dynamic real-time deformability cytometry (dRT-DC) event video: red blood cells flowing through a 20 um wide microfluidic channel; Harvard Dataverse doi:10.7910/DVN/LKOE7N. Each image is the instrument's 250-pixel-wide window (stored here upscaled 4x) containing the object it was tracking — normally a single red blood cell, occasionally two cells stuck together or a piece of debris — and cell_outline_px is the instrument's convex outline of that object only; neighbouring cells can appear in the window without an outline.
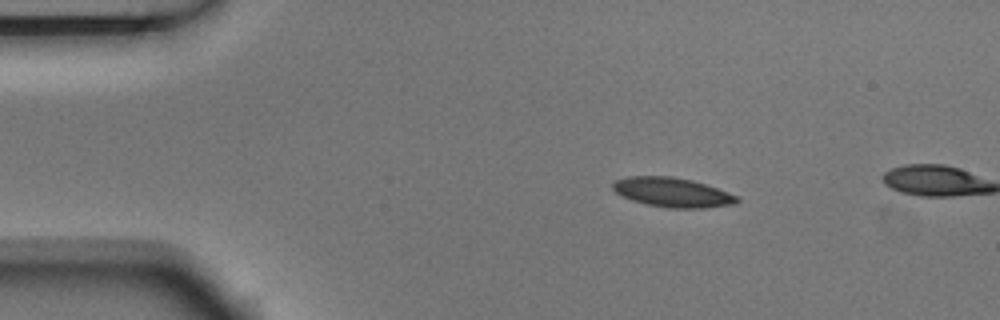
{"species": "Egyptian fruit bat (a non-hibernating species)", "species_latin": "Rousettus aegyptiacus", "temperature_condition": "room temperature", "stored_images_in_passage": 4, "camera_frame_rate_fps": 3000, "um_per_image_px": 0.085, "animal": {"sex": "male"}, "frame": {"image": 1, "passage_image": 2, "time_ms": 0.333, "image_size_px": [1000, 320], "cell_outline_px": [[740, 200], [736, 204], [704, 208], [668, 208], [648, 204], [632, 200], [616, 192], [612, 188], [612, 184], [616, 180], [628, 176], [672, 176], [692, 180], [740, 196]], "centroid_in_image_um": [57.19, 16.35], "position_along_channel_um": 27.8, "area_um2": 21.27}}